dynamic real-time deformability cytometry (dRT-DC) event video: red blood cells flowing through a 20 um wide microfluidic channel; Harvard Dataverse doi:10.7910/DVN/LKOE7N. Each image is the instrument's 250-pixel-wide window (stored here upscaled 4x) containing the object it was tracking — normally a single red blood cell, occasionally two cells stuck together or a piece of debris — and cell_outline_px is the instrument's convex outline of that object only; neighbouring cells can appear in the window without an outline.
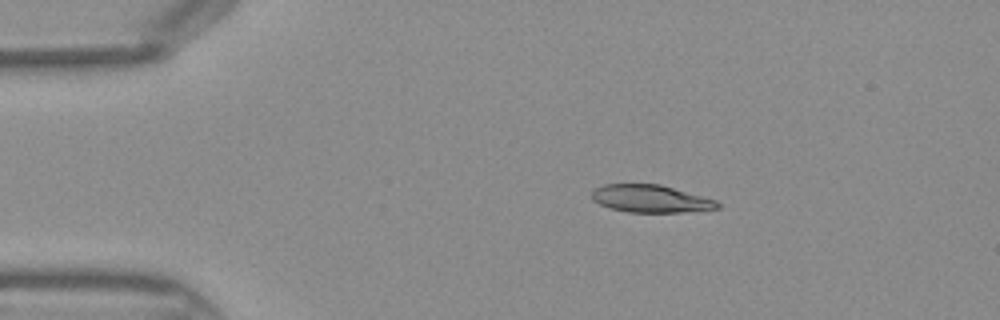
{"species": "Egyptian fruit bat (a non-hibernating species)", "species_latin": "Rousettus aegyptiacus", "temperature_condition": "warm", "stored_images_in_passage": 37, "camera_frame_rate_fps": 3000, "um_per_image_px": 0.085, "frame": {"image": 1, "passage_image": 1, "time_ms": 0.0, "image_size_px": [1000, 320], "cell_outline_px": [[720, 208], [684, 212], [628, 212], [612, 208], [600, 204], [592, 200], [592, 192], [596, 188], [604, 184], [660, 184], [716, 200], [720, 204]], "centroid_in_image_um": [55.31, 16.89], "position_along_channel_um": 29.7, "area_um2": 20.0}}
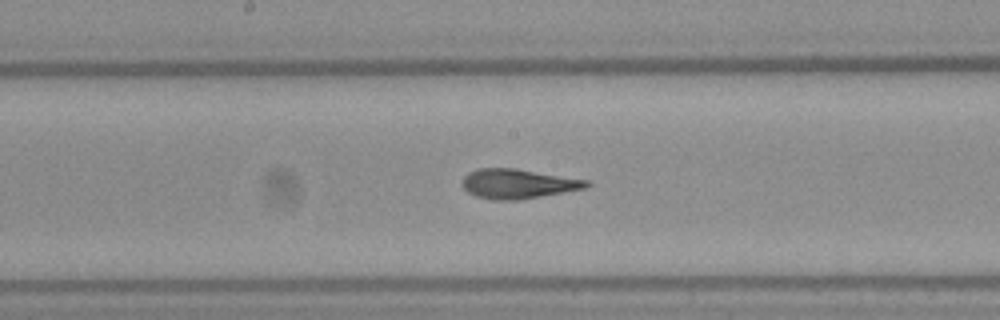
{"frame": {"image": 2, "passage_image": 16, "time_ms": 5.0, "image_size_px": [1000, 320], "cell_outline_px": [[592, 184], [588, 188], [520, 200], [496, 200], [476, 196], [468, 192], [460, 184], [460, 180], [468, 172], [476, 168], [516, 168], [588, 180]], "centroid_in_image_um": [44.02, 15.62], "position_along_channel_um": 204.2, "area_um2": 21.73}}
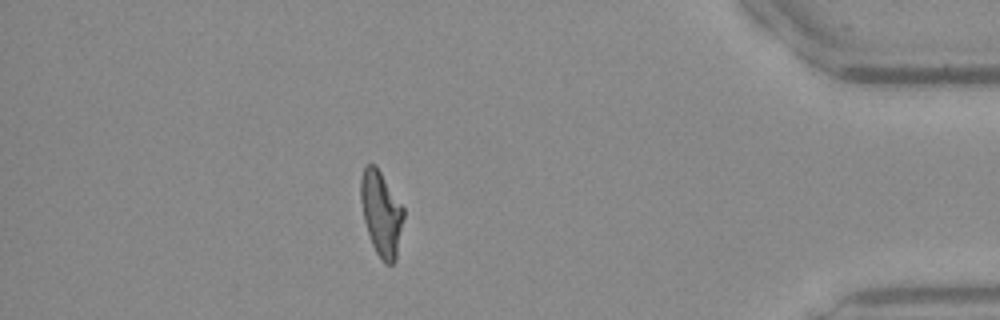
{"frame": {"image": 3, "passage_image": 32, "time_ms": 10.333, "image_size_px": [1000, 320], "cell_outline_px": [[404, 216], [396, 260], [392, 264], [384, 264], [376, 252], [372, 244], [364, 220], [360, 200], [360, 180], [364, 168], [368, 164], [376, 164], [404, 208]], "centroid_in_image_um": [32.41, 18.14], "position_along_channel_um": 402.8, "area_um2": 21.21}}